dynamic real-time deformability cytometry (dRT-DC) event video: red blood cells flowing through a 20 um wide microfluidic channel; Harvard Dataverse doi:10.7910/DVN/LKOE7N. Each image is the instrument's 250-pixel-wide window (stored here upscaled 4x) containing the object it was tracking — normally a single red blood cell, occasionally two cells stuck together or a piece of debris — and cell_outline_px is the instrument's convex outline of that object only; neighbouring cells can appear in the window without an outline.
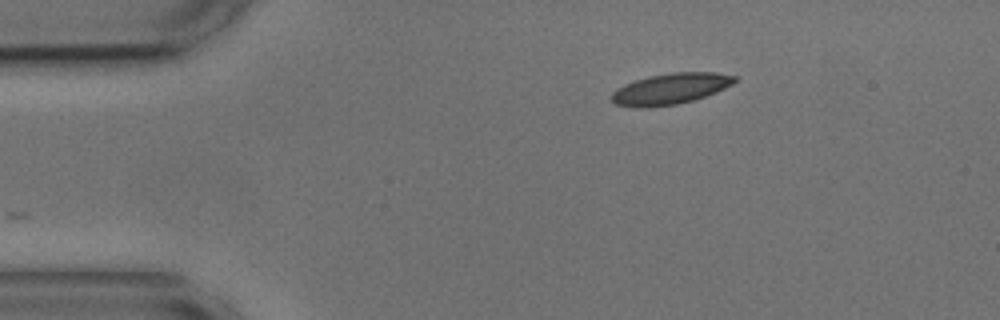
{"species": "common noctule bat (a hibernating species)", "species_latin": "Nyctalus noctula", "temperature_condition": "cold", "stored_images_in_passage": 47, "camera_frame_rate_fps": 3000, "um_per_image_px": 0.085, "animal": {"sex": "male", "body_mass_g": 17.9, "forearm_length_mm": 54.2}, "frame": {"image": 1, "passage_image": 1, "time_ms": 0.0, "image_size_px": [1000, 320], "cell_outline_px": [[740, 80], [716, 92], [692, 100], [676, 104], [644, 108], [636, 108], [616, 104], [608, 96], [616, 88], [624, 84], [648, 76], [672, 72], [716, 72], [740, 76]], "centroid_in_image_um": [57.0, 7.53], "position_along_channel_um": 28.0, "area_um2": 22.48}}
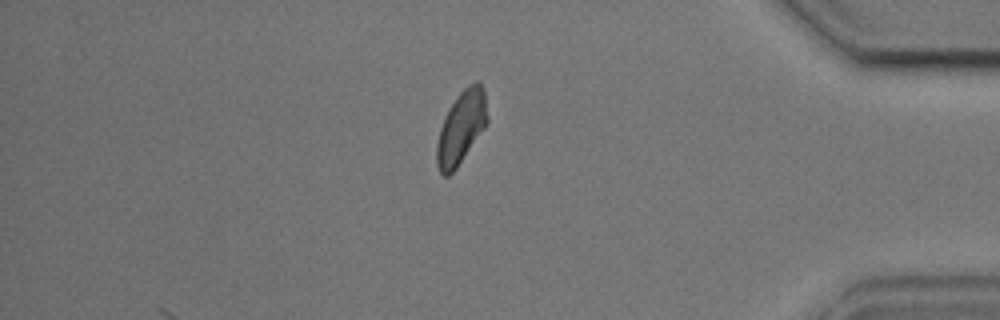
{"frame": {"image": 2, "passage_image": 39, "time_ms": 12.667, "image_size_px": [1000, 320], "cell_outline_px": [[488, 120], [484, 128], [456, 168], [448, 176], [444, 176], [440, 172], [436, 164], [436, 144], [440, 128], [456, 96], [468, 84], [476, 80], [480, 80], [484, 88], [488, 116]], "centroid_in_image_um": [39.22, 10.8], "position_along_channel_um": 396.0, "area_um2": 21.33}}
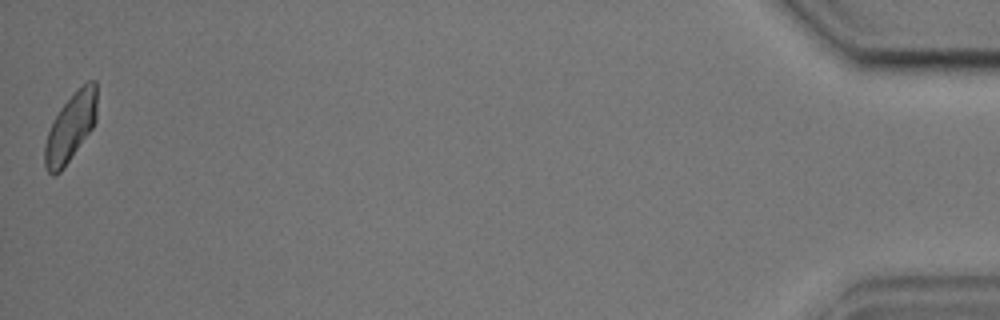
{"frame": {"image": 3, "passage_image": 47, "time_ms": 15.333, "image_size_px": [1000, 320], "cell_outline_px": [[96, 120], [92, 128], [64, 168], [56, 176], [52, 176], [44, 168], [44, 144], [48, 132], [56, 116], [64, 104], [88, 80], [96, 80]], "centroid_in_image_um": [5.98, 10.9], "position_along_channel_um": 429.2, "area_um2": 20.4}, "authors_computed_cell_mechanics": {"area_um2": 21.9062, "velocity_mm_per_s": 3.5761, "shape_relaxation_time_tau1_ms": 3.2701, "shape_relaxation_time_tau2_ms": 4.3399, "deformation_change_tau1": 0.0984, "deformation_change_tau2": 0.0795}}